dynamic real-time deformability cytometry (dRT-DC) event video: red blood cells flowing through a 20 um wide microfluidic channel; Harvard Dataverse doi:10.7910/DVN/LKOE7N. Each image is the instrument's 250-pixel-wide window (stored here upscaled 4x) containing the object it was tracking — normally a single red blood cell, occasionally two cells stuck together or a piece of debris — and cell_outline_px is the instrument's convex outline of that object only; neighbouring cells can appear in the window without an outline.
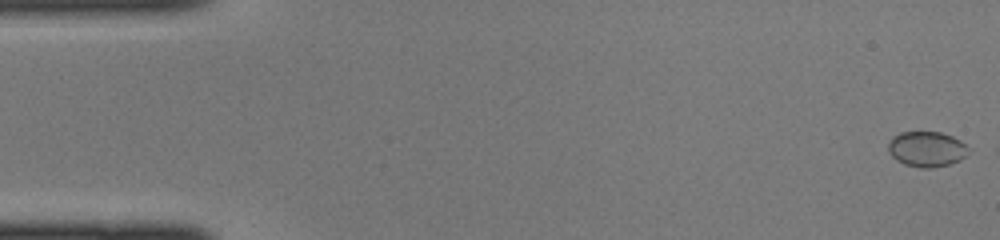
{"species": "common noctule bat (a hibernating species)", "species_latin": "Nyctalus noctula", "temperature_condition": "cold", "stored_images_in_passage": 6, "camera_frame_rate_fps": 3000, "um_per_image_px": 0.085, "animal": {"sex": "female", "body_mass_g": 22.0, "forearm_length_mm": 56.7}, "frame": {"image": 1, "passage_image": 1, "time_ms": 0.0, "image_size_px": [1000, 240], "cell_outline_px": [[972, 148], [960, 160], [948, 164], [932, 168], [920, 168], [904, 164], [896, 160], [888, 152], [888, 144], [892, 136], [900, 132], [940, 132], [952, 136], [960, 140]], "centroid_in_image_um": [78.77, 12.67], "position_along_channel_um": 6.2, "area_um2": 16.7}}